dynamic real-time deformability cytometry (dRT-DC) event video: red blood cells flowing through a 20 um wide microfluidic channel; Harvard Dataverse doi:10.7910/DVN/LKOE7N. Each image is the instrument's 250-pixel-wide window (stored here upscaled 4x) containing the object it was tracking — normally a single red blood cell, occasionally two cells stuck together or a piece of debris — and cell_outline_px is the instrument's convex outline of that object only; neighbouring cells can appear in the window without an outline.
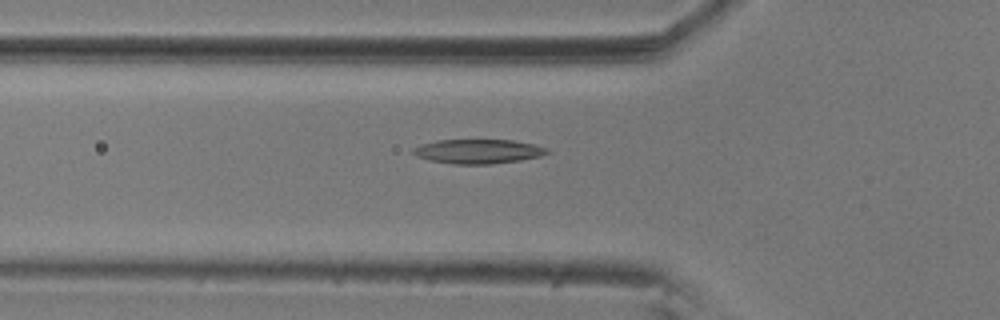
{"species": "common noctule bat (a hibernating species)", "species_latin": "Nyctalus noctula", "temperature_condition": "room temperature", "stored_images_in_passage": 5, "camera_frame_rate_fps": 3000, "um_per_image_px": 0.085, "animal": {"sex": "male", "body_mass_g": 20.5, "forearm_length_mm": 52.5}, "frame": {"image": 1, "passage_image": 5, "time_ms": 1.333, "image_size_px": [1000, 320], "cell_outline_px": [[552, 152], [540, 156], [520, 160], [492, 164], [452, 164], [428, 160], [416, 156], [412, 152], [412, 148], [420, 144], [436, 140], [512, 140], [532, 144], [548, 148]], "centroid_in_image_um": [40.62, 12.87], "position_along_channel_um": 85.2, "area_um2": 19.13}}